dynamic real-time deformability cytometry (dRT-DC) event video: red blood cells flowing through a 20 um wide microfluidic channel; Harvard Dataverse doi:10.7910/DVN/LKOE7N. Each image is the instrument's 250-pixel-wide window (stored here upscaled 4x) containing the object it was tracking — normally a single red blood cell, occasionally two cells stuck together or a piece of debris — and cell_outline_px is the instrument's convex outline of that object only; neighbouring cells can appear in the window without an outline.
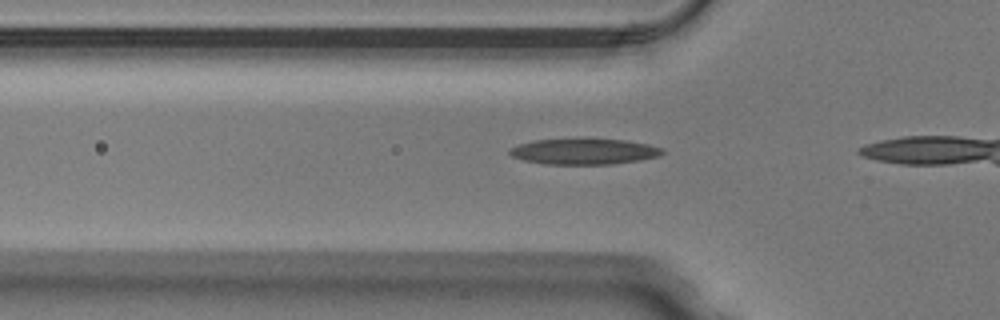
{"species": "Egyptian fruit bat (a non-hibernating species)", "species_latin": "Rousettus aegyptiacus", "temperature_condition": "warm", "stored_images_in_passage": 16, "camera_frame_rate_fps": 3000, "um_per_image_px": 0.085, "animal": {"sex": "male"}, "frame": {"image": 1, "passage_image": 11, "time_ms": 3.333, "image_size_px": [1000, 320], "cell_outline_px": [[664, 152], [660, 156], [612, 164], [548, 164], [524, 160], [512, 156], [508, 152], [512, 148], [520, 144], [536, 140], [624, 140], [648, 144], [660, 148]], "centroid_in_image_um": [49.65, 12.89], "position_along_channel_um": 76.2, "area_um2": 22.2}}
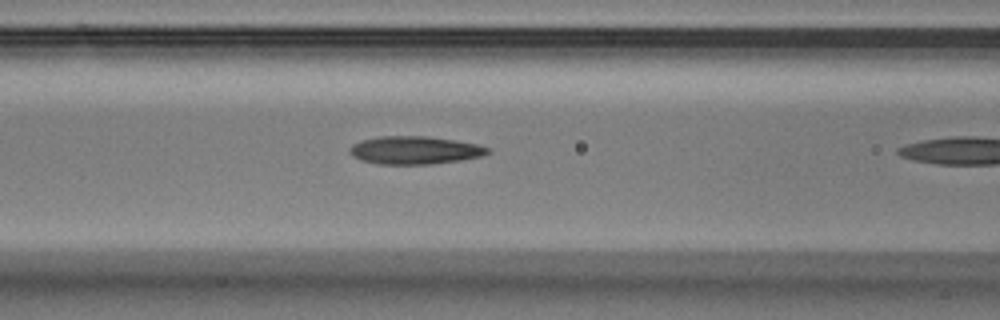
{"frame": {"image": 2, "passage_image": 15, "time_ms": 4.667, "image_size_px": [1000, 320], "cell_outline_px": [[492, 152], [480, 156], [460, 160], [432, 164], [380, 164], [360, 160], [352, 156], [348, 152], [348, 148], [352, 144], [364, 140], [380, 136], [428, 136], [456, 140], [480, 144], [492, 148]], "centroid_in_image_um": [35.28, 12.76], "position_along_channel_um": 131.3, "area_um2": 22.72}}